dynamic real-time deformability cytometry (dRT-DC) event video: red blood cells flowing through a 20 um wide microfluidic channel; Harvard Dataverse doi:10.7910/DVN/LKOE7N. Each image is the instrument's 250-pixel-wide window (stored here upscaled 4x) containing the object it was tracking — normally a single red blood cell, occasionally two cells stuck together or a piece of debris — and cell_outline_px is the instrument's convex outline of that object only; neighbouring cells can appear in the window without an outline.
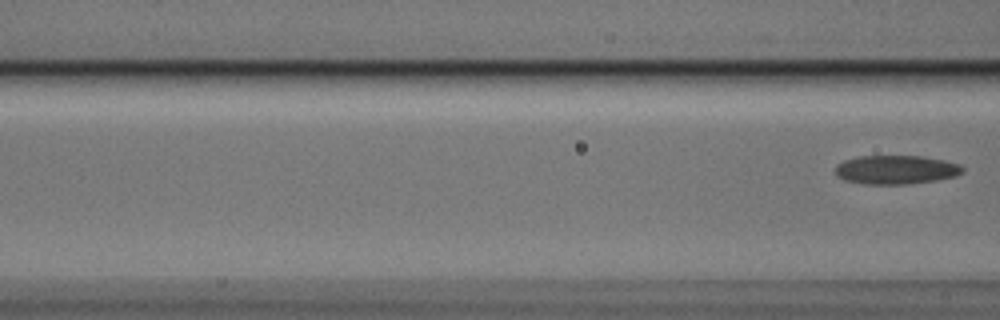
{"species": "Egyptian fruit bat (a non-hibernating species)", "species_latin": "Rousettus aegyptiacus", "temperature_condition": "cold", "stored_images_in_passage": 5, "segment_of_instrument_passage": [2, 2], "camera_frame_rate_fps": 3000, "um_per_image_px": 0.085, "animal": {"sex": "male"}, "frame": {"image": 1, "passage_image": 5, "time_ms": 1.333, "image_size_px": [1000, 320], "cell_outline_px": [[964, 172], [956, 176], [936, 180], [908, 184], [864, 184], [844, 180], [836, 176], [836, 164], [844, 160], [860, 156], [924, 156], [944, 160], [960, 164], [964, 168]], "centroid_in_image_um": [76.17, 14.42], "position_along_channel_um": 90.4, "area_um2": 21.56}}